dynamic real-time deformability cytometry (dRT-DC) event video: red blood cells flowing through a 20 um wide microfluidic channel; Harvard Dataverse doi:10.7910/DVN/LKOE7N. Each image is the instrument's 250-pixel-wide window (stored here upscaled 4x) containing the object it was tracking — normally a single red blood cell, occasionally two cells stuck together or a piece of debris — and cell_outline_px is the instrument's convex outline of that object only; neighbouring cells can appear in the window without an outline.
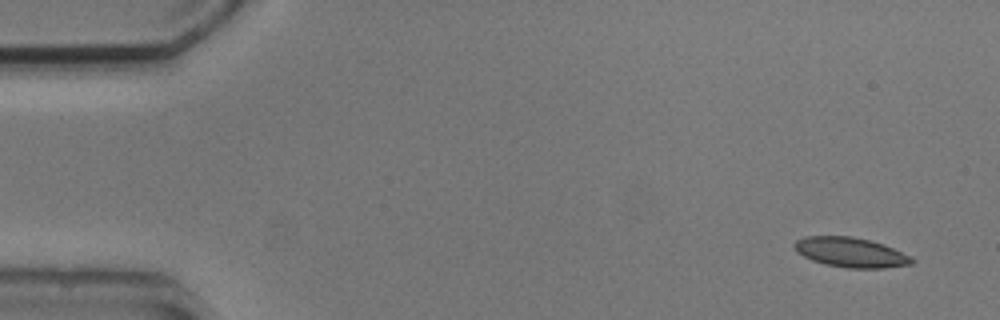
{"species": "common noctule bat (a hibernating species)", "species_latin": "Nyctalus noctula", "temperature_condition": "cold", "stored_images_in_passage": 4, "camera_frame_rate_fps": 3000, "um_per_image_px": 0.085, "animal": {"sex": "male", "body_mass_g": 20.5, "forearm_length_mm": 52.5}, "frame": {"image": 1, "passage_image": 1, "time_ms": 0.0, "image_size_px": [1000, 320], "cell_outline_px": [[916, 260], [912, 264], [884, 268], [848, 268], [824, 264], [812, 260], [796, 252], [792, 244], [796, 240], [804, 236], [852, 236], [884, 244]], "centroid_in_image_um": [72.26, 21.45], "position_along_channel_um": 12.7, "area_um2": 20.35}}
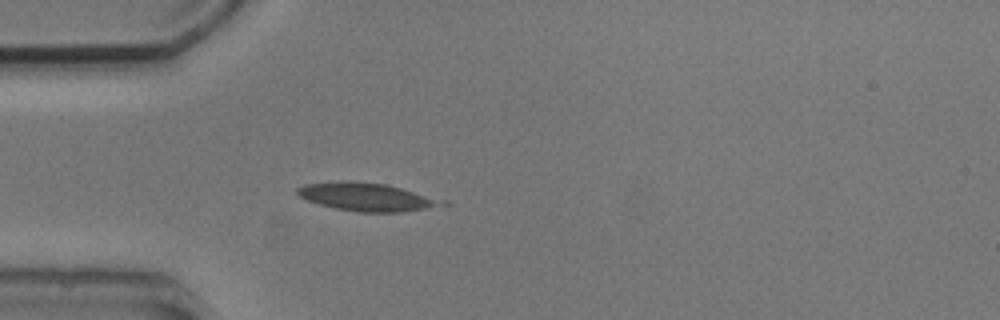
{"frame": {"image": 2, "passage_image": 3, "time_ms": 4.0, "image_size_px": [1000, 320], "cell_outline_px": [[432, 204], [424, 208], [400, 212], [360, 212], [336, 208], [320, 204], [308, 200], [300, 196], [296, 192], [296, 188], [304, 184], [344, 180], [348, 180], [384, 184], [400, 188], [412, 192], [428, 200]], "centroid_in_image_um": [30.79, 16.71], "position_along_channel_um": 54.2, "area_um2": 22.02}}